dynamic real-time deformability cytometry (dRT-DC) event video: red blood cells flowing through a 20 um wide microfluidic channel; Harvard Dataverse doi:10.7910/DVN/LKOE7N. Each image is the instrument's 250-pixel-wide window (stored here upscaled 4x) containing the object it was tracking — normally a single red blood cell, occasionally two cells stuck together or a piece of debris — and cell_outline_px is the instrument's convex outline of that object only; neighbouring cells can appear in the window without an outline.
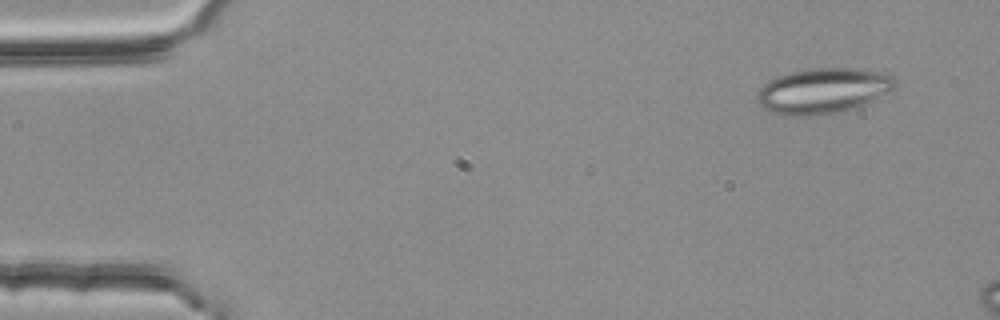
{"species": "common noctule bat (a hibernating species)", "species_latin": "Nyctalus noctula", "temperature_condition": "room temperature", "stored_images_in_passage": 4, "camera_frame_rate_fps": 3000, "um_per_image_px": 0.085, "animal": {"sex": "female", "body_mass_g": 25.1}, "frame": {"image": 1, "passage_image": 1, "time_ms": 0.0, "image_size_px": [1000, 320], "cell_outline_px": [[896, 84], [888, 92], [852, 108], [832, 112], [808, 116], [784, 116], [772, 112], [764, 108], [760, 104], [756, 96], [756, 92], [768, 80], [776, 76], [792, 72], [812, 68], [848, 68], [888, 72], [896, 76]], "centroid_in_image_um": [69.93, 7.69], "position_along_channel_um": 15.1, "area_um2": 36.24}}